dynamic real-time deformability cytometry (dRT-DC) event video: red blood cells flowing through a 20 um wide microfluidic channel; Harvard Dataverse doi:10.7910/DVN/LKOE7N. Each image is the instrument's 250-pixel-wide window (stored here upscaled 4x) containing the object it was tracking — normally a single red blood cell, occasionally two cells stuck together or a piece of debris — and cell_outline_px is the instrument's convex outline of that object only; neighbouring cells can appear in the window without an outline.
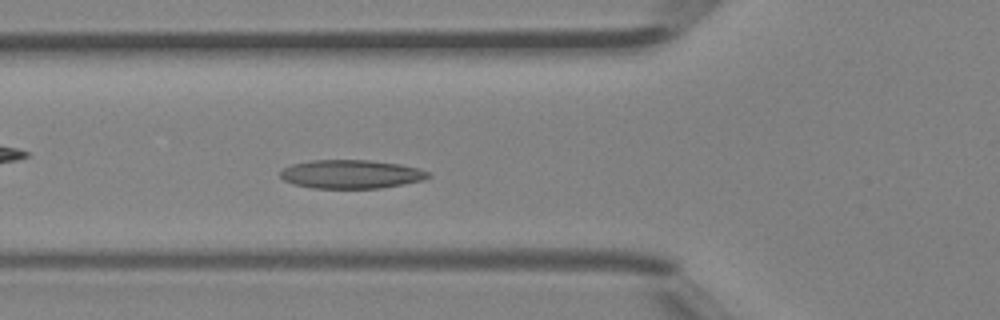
{"species": "Egyptian fruit bat (a non-hibernating species)", "species_latin": "Rousettus aegyptiacus", "temperature_condition": "room temperature", "stored_images_in_passage": 34, "camera_frame_rate_fps": 3000, "um_per_image_px": 0.085, "animal": {"sex": "female"}, "frame": {"image": 1, "passage_image": 5, "time_ms": 1.333, "image_size_px": [1000, 320], "cell_outline_px": [[432, 176], [424, 180], [404, 184], [380, 188], [312, 188], [296, 184], [284, 180], [280, 176], [280, 172], [284, 168], [292, 164], [308, 160], [368, 160], [400, 164], [420, 168], [432, 172]], "centroid_in_image_um": [29.91, 14.8], "position_along_channel_um": 95.9, "area_um2": 24.85}}
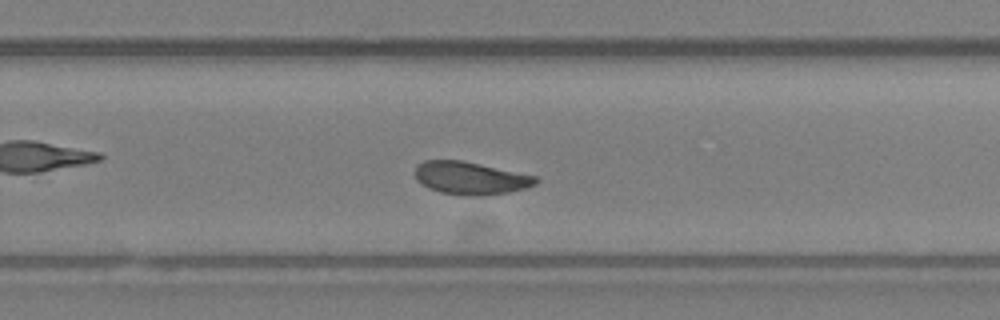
{"frame": {"image": 2, "passage_image": 18, "time_ms": 5.667, "image_size_px": [1000, 320], "cell_outline_px": [[540, 180], [536, 184], [524, 188], [508, 192], [484, 196], [460, 196], [440, 192], [428, 188], [420, 184], [416, 180], [416, 164], [424, 160], [464, 160], [536, 176]], "centroid_in_image_um": [39.97, 15.14], "position_along_channel_um": 289.8, "area_um2": 23.35}}
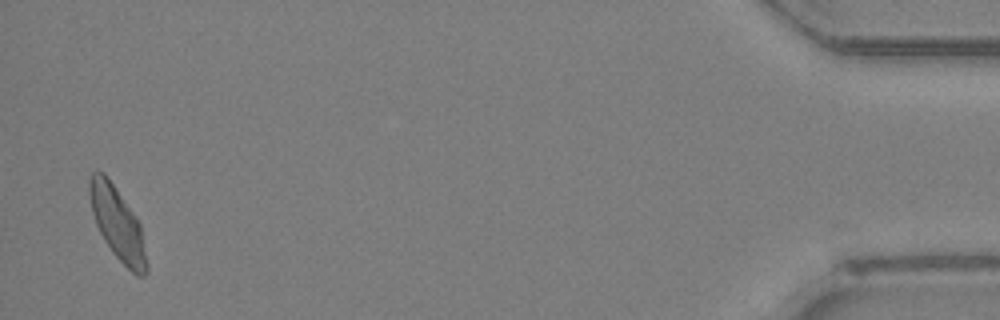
{"frame": {"image": 3, "passage_image": 33, "time_ms": 10.667, "image_size_px": [1000, 320], "cell_outline_px": [[148, 272], [144, 276], [136, 276], [112, 252], [104, 240], [96, 224], [92, 212], [88, 192], [88, 180], [92, 172], [104, 172], [132, 212], [140, 224], [148, 264]], "centroid_in_image_um": [9.98, 19.03], "position_along_channel_um": 425.2, "area_um2": 23.87}, "authors_computed_cell_mechanics": {"area_um2": 23.3801, "velocity_mm_per_s": 4.4724, "shape_relaxation_time_tau1_ms": 5.519, "shape_relaxation_time_tau2_ms": 1.559, "deformation_change_tau1": 0.1539, "deformation_change_tau2": 0.0662}}